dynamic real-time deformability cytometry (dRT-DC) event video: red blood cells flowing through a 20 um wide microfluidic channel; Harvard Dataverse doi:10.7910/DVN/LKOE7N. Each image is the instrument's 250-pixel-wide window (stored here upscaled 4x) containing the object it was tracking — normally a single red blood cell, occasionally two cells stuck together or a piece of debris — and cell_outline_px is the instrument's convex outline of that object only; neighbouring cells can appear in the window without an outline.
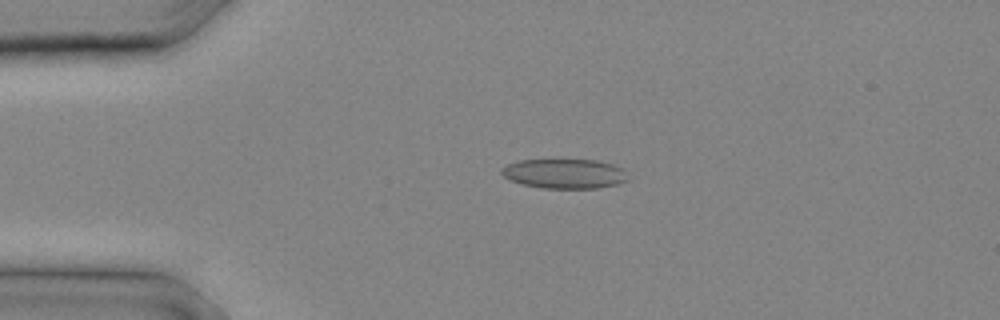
{"species": "common noctule bat (a hibernating species)", "species_latin": "Nyctalus noctula", "temperature_condition": "cold", "stored_images_in_passage": 12, "camera_frame_rate_fps": 3000, "um_per_image_px": 0.085, "animal": {"sex": "male", "body_mass_g": 20.4}, "frame": {"image": 1, "passage_image": 4, "time_ms": 1.0, "image_size_px": [1000, 320], "cell_outline_px": [[628, 180], [616, 184], [600, 188], [544, 188], [524, 184], [508, 180], [500, 172], [500, 168], [508, 164], [520, 160], [560, 156], [596, 160], [612, 164], [624, 168]], "centroid_in_image_um": [47.96, 14.7], "position_along_channel_um": 37.0, "area_um2": 22.89}}
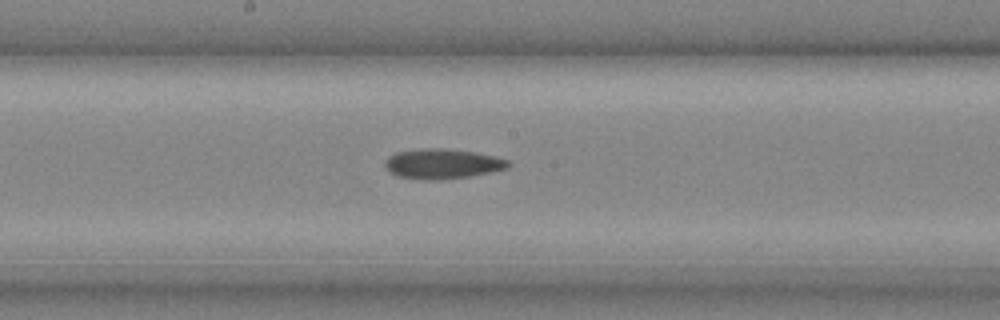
{"frame": {"image": 2, "passage_image": 12, "time_ms": 3.667, "image_size_px": [1000, 320], "cell_outline_px": [[512, 164], [508, 168], [492, 172], [444, 180], [428, 180], [400, 176], [392, 172], [384, 164], [384, 160], [388, 156], [396, 152], [424, 148], [440, 148], [476, 152], [496, 156], [508, 160]], "centroid_in_image_um": [37.65, 13.91], "position_along_channel_um": 210.5, "area_um2": 21.5}}